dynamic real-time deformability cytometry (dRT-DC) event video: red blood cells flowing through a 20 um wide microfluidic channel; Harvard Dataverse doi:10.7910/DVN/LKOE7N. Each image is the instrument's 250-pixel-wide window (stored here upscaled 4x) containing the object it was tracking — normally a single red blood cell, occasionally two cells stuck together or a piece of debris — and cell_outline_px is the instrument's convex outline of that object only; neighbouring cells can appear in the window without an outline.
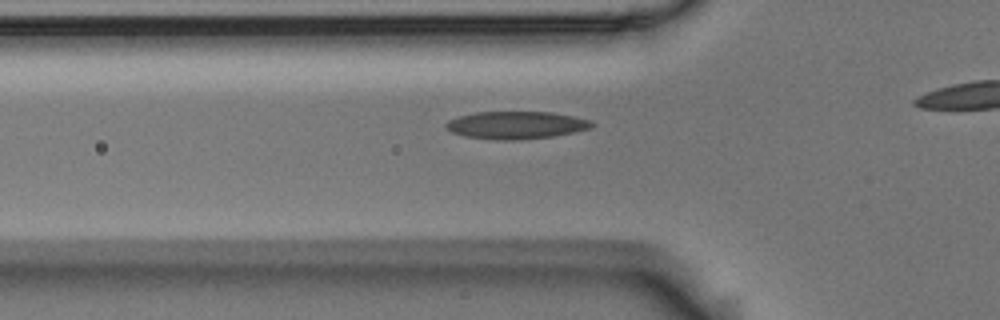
{"species": "Egyptian fruit bat (a non-hibernating species)", "species_latin": "Rousettus aegyptiacus", "temperature_condition": "room temperature", "stored_images_in_passage": 5, "camera_frame_rate_fps": 3000, "um_per_image_px": 0.085, "animal": {"sex": "male"}, "frame": {"image": 1, "passage_image": 3, "time_ms": 0.667, "image_size_px": [1000, 320], "cell_outline_px": [[596, 124], [588, 128], [572, 132], [552, 136], [516, 140], [496, 140], [464, 136], [452, 132], [444, 128], [444, 124], [448, 120], [460, 116], [476, 112], [552, 112], [592, 120]], "centroid_in_image_um": [43.83, 10.63], "position_along_channel_um": 82.0, "area_um2": 23.35}}